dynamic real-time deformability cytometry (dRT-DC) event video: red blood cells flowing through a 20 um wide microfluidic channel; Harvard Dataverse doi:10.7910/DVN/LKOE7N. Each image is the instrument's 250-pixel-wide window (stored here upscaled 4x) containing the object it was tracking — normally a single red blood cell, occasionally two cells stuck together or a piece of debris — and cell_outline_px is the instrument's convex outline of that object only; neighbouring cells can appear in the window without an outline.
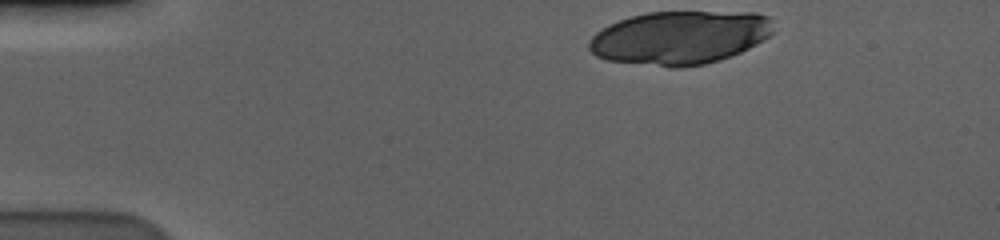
{"species": "human", "species_latin": "Homo sapiens", "temperature_condition": "cold", "stored_images_in_passage": 40, "segment_of_instrument_passage": [1, 2], "camera_frame_rate_fps": 3000, "um_per_image_px": 0.085, "donor": {"sex": "male"}, "frame": {"image": 1, "passage_image": 1, "time_ms": 0.0, "image_size_px": [1000, 240], "cell_outline_px": [[772, 32], [764, 40], [732, 56], [720, 60], [704, 64], [684, 68], [672, 68], [608, 60], [596, 56], [588, 48], [588, 40], [600, 28], [608, 24], [632, 16], [648, 12], [756, 12], [768, 16], [772, 20]], "centroid_in_image_um": [57.77, 3.2], "position_along_channel_um": 27.2, "area_um2": 57.8}}